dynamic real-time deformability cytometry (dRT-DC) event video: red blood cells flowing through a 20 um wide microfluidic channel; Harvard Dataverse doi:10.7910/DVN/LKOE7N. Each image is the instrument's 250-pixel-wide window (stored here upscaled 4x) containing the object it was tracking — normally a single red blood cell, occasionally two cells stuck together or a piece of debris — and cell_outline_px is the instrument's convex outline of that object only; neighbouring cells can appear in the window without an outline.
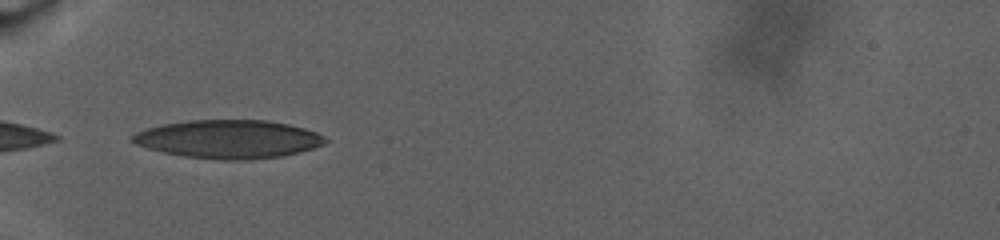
{"species": "human", "species_latin": "Homo sapiens", "temperature_condition": "warm", "stored_images_in_passage": 49, "camera_frame_rate_fps": 3000, "um_per_image_px": 0.085, "donor": {"sex": "male"}, "frame": {"image": 1, "passage_image": 1, "time_ms": 0.0, "image_size_px": [1000, 240], "cell_outline_px": [[328, 140], [324, 144], [300, 152], [280, 156], [244, 160], [224, 160], [184, 156], [164, 152], [148, 148], [136, 144], [132, 140], [132, 136], [136, 132], [160, 124], [188, 120], [264, 120], [288, 124], [304, 128], [316, 132], [324, 136]], "centroid_in_image_um": [19.43, 11.82], "position_along_channel_um": 65.6, "area_um2": 42.89}}
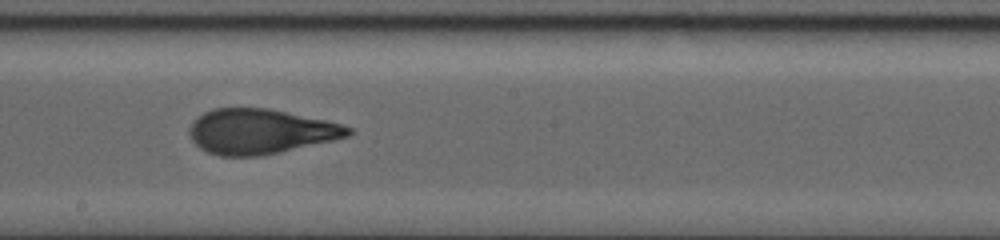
{"frame": {"image": 2, "passage_image": 22, "time_ms": 7.0, "image_size_px": [1000, 240], "cell_outline_px": [[352, 132], [348, 136], [332, 140], [280, 152], [260, 156], [220, 156], [208, 152], [200, 148], [192, 140], [188, 132], [188, 128], [192, 120], [204, 112], [212, 108], [268, 108], [324, 120], [340, 124], [352, 128]], "centroid_in_image_um": [22.06, 11.17], "position_along_channel_um": 226.1, "area_um2": 41.44}}
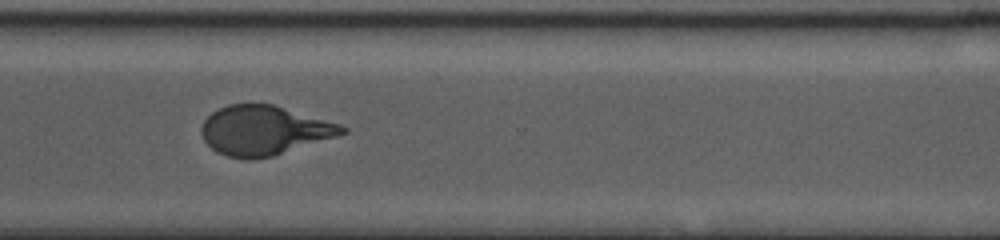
{"frame": {"image": 3, "passage_image": 37, "time_ms": 12.0, "image_size_px": [1000, 240], "cell_outline_px": [[348, 132], [336, 136], [272, 156], [228, 156], [216, 152], [204, 140], [200, 132], [200, 128], [204, 120], [212, 112], [228, 104], [272, 104], [340, 124], [348, 128]], "centroid_in_image_um": [22.43, 11.05], "position_along_channel_um": 348.2, "area_um2": 39.54}, "authors_computed_cell_mechanics": {"area_um2": 41.905, "velocity_mm_per_s": 2.444, "shape_relaxation_time_tau1_ms": 10.2723, "shape_relaxation_time_tau2_ms": 1.7092, "deformation_change_tau1": 0.2471, "deformation_change_tau2": 0.0925}}